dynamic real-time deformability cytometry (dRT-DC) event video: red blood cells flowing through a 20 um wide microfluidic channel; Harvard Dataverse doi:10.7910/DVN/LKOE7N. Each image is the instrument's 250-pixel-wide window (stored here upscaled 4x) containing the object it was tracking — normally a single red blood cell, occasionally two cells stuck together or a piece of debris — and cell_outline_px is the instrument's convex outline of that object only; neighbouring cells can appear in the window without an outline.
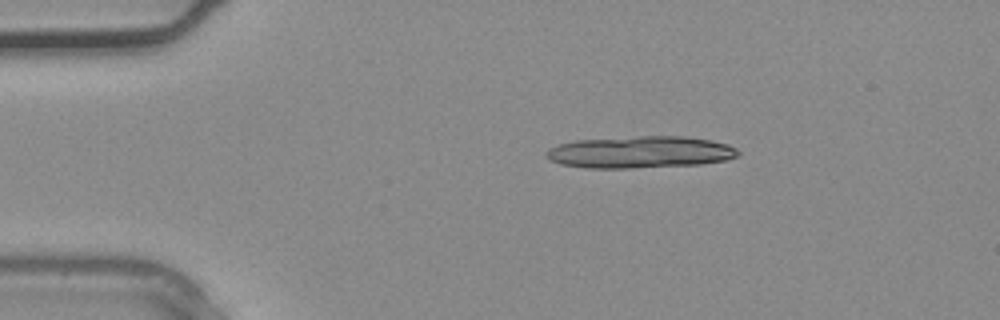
{"species": "common noctule bat (a hibernating species)", "species_latin": "Nyctalus noctula", "temperature_condition": "warm", "stored_images_in_passage": 11, "camera_frame_rate_fps": 3000, "um_per_image_px": 0.085, "animal": {"sex": "male", "body_mass_g": 20.4}, "frame": {"image": 1, "passage_image": 1, "time_ms": 0.0, "image_size_px": [1000, 320], "cell_outline_px": [[740, 152], [736, 156], [728, 160], [700, 164], [628, 168], [584, 168], [560, 164], [548, 160], [544, 156], [548, 148], [560, 144], [576, 140], [640, 136], [684, 136], [712, 140], [728, 144], [736, 148]], "centroid_in_image_um": [54.4, 12.93], "position_along_channel_um": 30.6, "area_um2": 35.89}}